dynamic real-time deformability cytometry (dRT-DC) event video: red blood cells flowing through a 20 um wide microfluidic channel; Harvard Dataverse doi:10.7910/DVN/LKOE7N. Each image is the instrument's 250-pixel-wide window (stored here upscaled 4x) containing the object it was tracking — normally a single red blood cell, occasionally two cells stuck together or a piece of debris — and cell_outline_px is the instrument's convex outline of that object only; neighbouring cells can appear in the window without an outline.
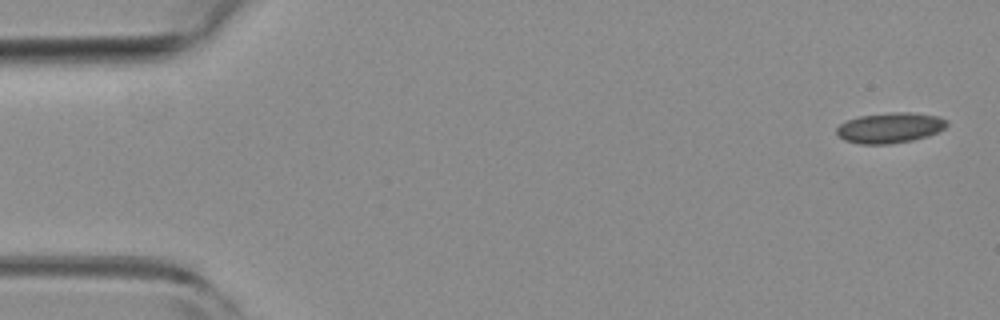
{"species": "common noctule bat (a hibernating species)", "species_latin": "Nyctalus noctula", "temperature_condition": "room temperature", "stored_images_in_passage": 7, "camera_frame_rate_fps": 3000, "um_per_image_px": 0.085, "animal": {"sex": "female", "body_mass_g": 19.3, "forearm_length_mm": 54.1}, "frame": {"image": 1, "passage_image": 1, "time_ms": 0.0, "image_size_px": [1000, 320], "cell_outline_px": [[948, 124], [944, 128], [928, 136], [912, 140], [892, 144], [860, 144], [844, 140], [836, 132], [836, 128], [840, 124], [848, 120], [860, 116], [892, 112], [912, 112], [940, 116], [948, 120]], "centroid_in_image_um": [75.67, 10.86], "position_along_channel_um": 9.3, "area_um2": 19.59}}
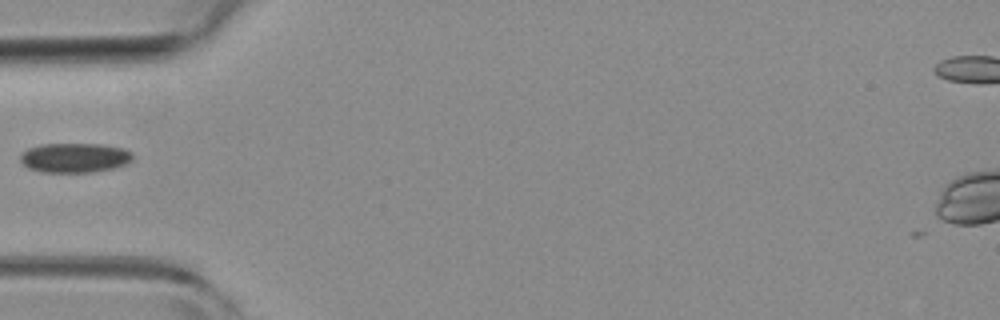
{"frame": {"image": 2, "passage_image": 6, "time_ms": 1.667, "image_size_px": [1000, 320], "cell_outline_px": [[132, 160], [124, 164], [112, 168], [92, 172], [44, 172], [28, 168], [20, 160], [20, 156], [28, 148], [40, 144], [104, 144], [124, 148], [132, 152]], "centroid_in_image_um": [6.35, 13.4], "position_along_channel_um": 78.6, "area_um2": 19.31}}
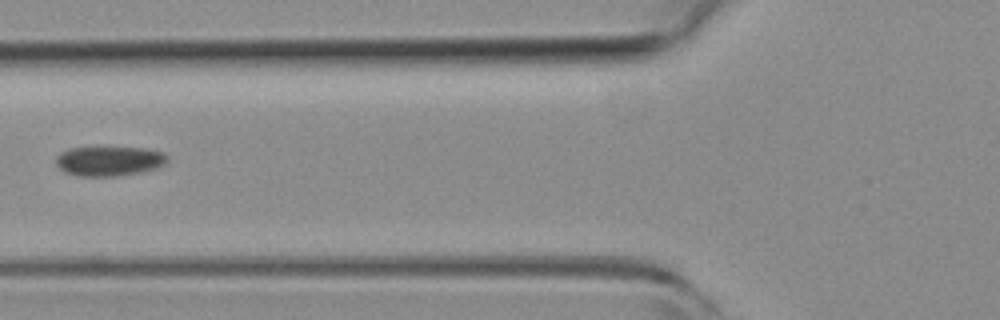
{"frame": {"image": 3, "passage_image": 7, "time_ms": 2.0, "image_size_px": [1000, 320], "cell_outline_px": [[168, 160], [164, 164], [156, 168], [140, 172], [120, 176], [80, 176], [64, 172], [56, 164], [56, 156], [60, 152], [72, 148], [96, 144], [108, 144], [144, 148], [164, 152], [168, 156]], "centroid_in_image_um": [9.27, 13.62], "position_along_channel_um": 116.5, "area_um2": 20.4}}